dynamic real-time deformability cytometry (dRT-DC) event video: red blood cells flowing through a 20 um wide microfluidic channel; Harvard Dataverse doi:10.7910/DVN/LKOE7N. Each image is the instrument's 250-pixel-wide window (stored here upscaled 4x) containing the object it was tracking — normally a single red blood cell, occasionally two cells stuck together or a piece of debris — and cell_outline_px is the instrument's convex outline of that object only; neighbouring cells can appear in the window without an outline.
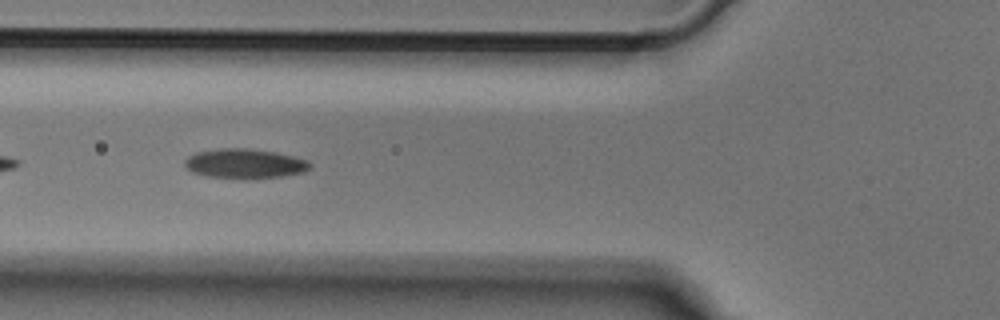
{"species": "Egyptian fruit bat (a non-hibernating species)", "species_latin": "Rousettus aegyptiacus", "temperature_condition": "cold", "stored_images_in_passage": 33, "camera_frame_rate_fps": 3000, "um_per_image_px": 0.085, "animal": {"sex": "male"}, "frame": {"image": 1, "passage_image": 5, "time_ms": 1.333, "image_size_px": [1000, 320], "cell_outline_px": [[312, 168], [304, 172], [280, 176], [252, 180], [244, 180], [208, 176], [192, 172], [184, 164], [184, 160], [188, 156], [196, 152], [220, 148], [248, 148], [276, 152], [308, 160], [312, 164]], "centroid_in_image_um": [20.82, 13.92], "position_along_channel_um": 105.0, "area_um2": 22.02}}
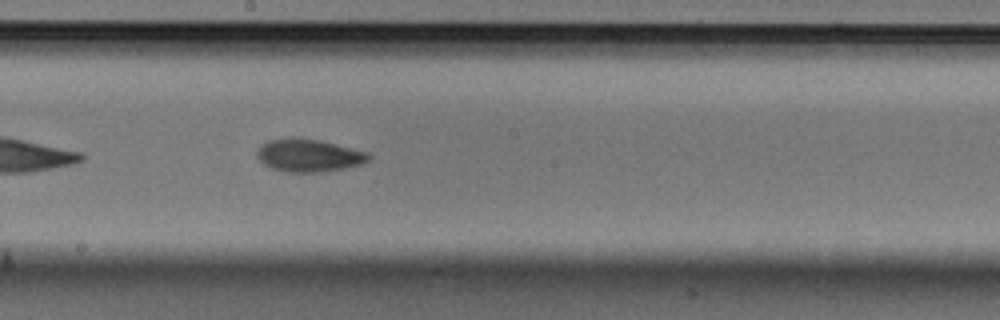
{"frame": {"image": 2, "passage_image": 14, "time_ms": 4.333, "image_size_px": [1000, 320], "cell_outline_px": [[372, 160], [364, 164], [344, 168], [320, 172], [288, 172], [272, 168], [264, 164], [256, 156], [256, 152], [260, 144], [268, 140], [320, 140], [368, 152], [372, 156]], "centroid_in_image_um": [26.3, 13.24], "position_along_channel_um": 221.9, "area_um2": 20.92}}
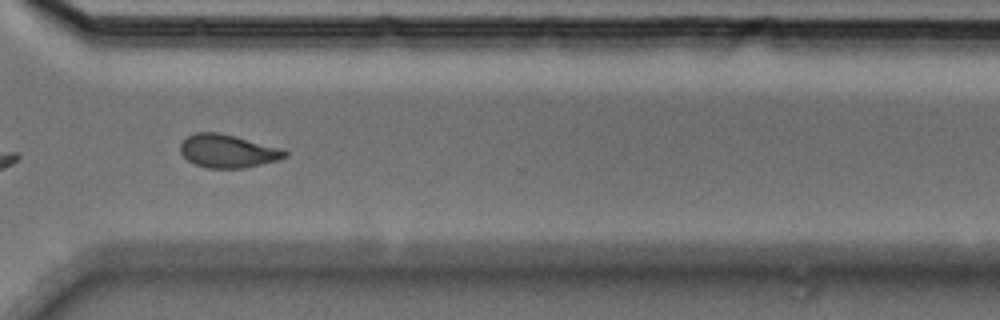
{"frame": {"image": 3, "passage_image": 24, "time_ms": 7.667, "image_size_px": [1000, 320], "cell_outline_px": [[288, 156], [276, 160], [244, 168], [208, 168], [196, 164], [188, 160], [180, 152], [180, 144], [188, 136], [196, 132], [220, 132], [284, 148], [288, 152]], "centroid_in_image_um": [19.39, 12.83], "position_along_channel_um": 351.2, "area_um2": 20.29}}